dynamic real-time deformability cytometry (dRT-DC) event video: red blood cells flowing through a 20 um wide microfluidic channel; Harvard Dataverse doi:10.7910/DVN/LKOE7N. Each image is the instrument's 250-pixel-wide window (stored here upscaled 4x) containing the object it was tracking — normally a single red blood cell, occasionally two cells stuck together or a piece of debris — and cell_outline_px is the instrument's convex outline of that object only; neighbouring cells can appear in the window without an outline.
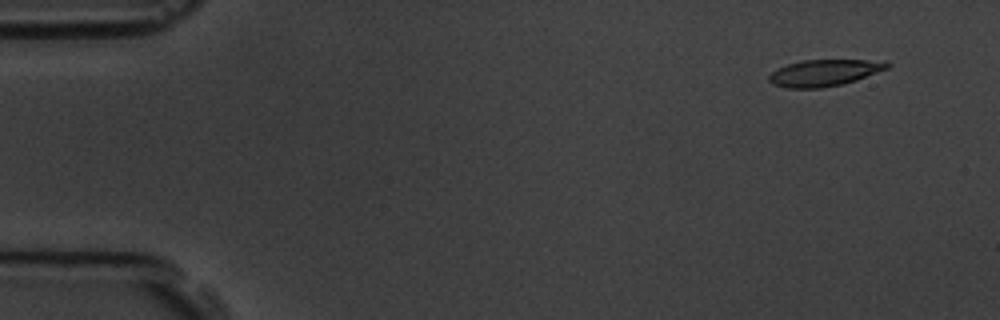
{"species": "common noctule bat (a hibernating species)", "species_latin": "Nyctalus noctula", "temperature_condition": "room temperature", "stored_images_in_passage": 4, "camera_frame_rate_fps": 3000, "um_per_image_px": 0.085, "animal": {"sex": "male", "body_mass_g": 19.5, "forearm_length_mm": 54.6}, "frame": {"image": 1, "passage_image": 1, "time_ms": 0.0, "image_size_px": [1000, 320], "cell_outline_px": [[892, 64], [888, 68], [856, 80], [840, 84], [820, 88], [788, 88], [772, 84], [768, 80], [768, 76], [776, 68], [788, 64], [804, 60], [868, 60]], "centroid_in_image_um": [70.0, 6.19], "position_along_channel_um": 15.0, "area_um2": 18.03}}
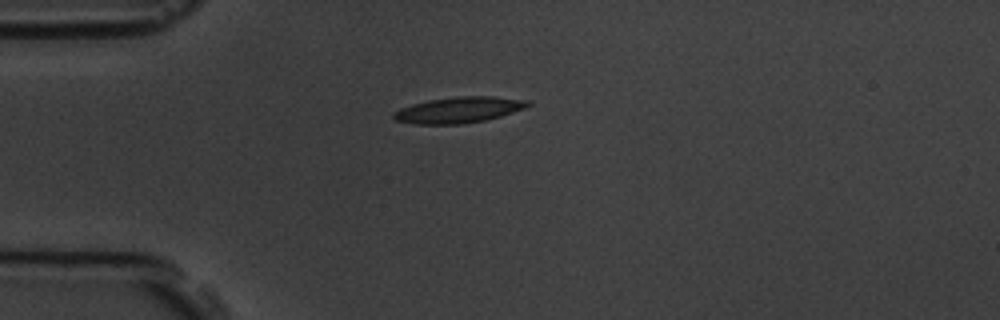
{"frame": {"image": 2, "passage_image": 4, "time_ms": 3.333, "image_size_px": [1000, 320], "cell_outline_px": [[532, 104], [524, 108], [500, 116], [484, 120], [460, 124], [416, 124], [396, 120], [392, 116], [392, 112], [400, 108], [412, 104], [428, 100], [456, 96], [492, 96], [528, 100]], "centroid_in_image_um": [38.97, 9.33], "position_along_channel_um": 46.0, "area_um2": 20.23}}